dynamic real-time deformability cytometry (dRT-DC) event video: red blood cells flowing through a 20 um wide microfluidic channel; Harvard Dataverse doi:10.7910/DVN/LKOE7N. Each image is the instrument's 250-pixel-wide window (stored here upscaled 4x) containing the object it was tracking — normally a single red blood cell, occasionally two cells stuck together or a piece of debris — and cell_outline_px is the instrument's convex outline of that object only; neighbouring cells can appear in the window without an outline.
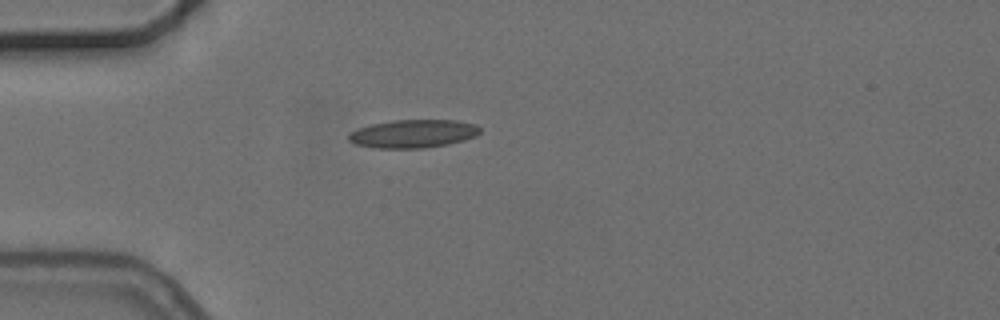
{"species": "common noctule bat (a hibernating species)", "species_latin": "Nyctalus noctula", "temperature_condition": "cold", "stored_images_in_passage": 1, "camera_frame_rate_fps": 3000, "um_per_image_px": 0.085, "animal": {"sex": "female", "body_mass_g": 24.6, "forearm_length_mm": 56.2}, "frame": {"image": 1, "passage_image": 1, "time_ms": 0.0, "image_size_px": [1000, 320], "cell_outline_px": [[480, 132], [476, 136], [464, 140], [448, 144], [424, 148], [372, 148], [356, 144], [348, 140], [348, 136], [352, 132], [360, 128], [372, 124], [392, 120], [460, 120], [476, 124], [480, 128]], "centroid_in_image_um": [35.16, 11.36], "position_along_channel_um": 49.8, "area_um2": 21.62}}